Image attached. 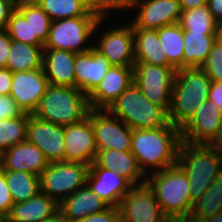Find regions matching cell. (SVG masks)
<instances>
[{
  "label": "cell",
  "mask_w": 222,
  "mask_h": 222,
  "mask_svg": "<svg viewBox=\"0 0 222 222\" xmlns=\"http://www.w3.org/2000/svg\"><path fill=\"white\" fill-rule=\"evenodd\" d=\"M180 144L181 131L171 123L156 129L132 130L131 152L145 176L177 164Z\"/></svg>",
  "instance_id": "obj_1"
},
{
  "label": "cell",
  "mask_w": 222,
  "mask_h": 222,
  "mask_svg": "<svg viewBox=\"0 0 222 222\" xmlns=\"http://www.w3.org/2000/svg\"><path fill=\"white\" fill-rule=\"evenodd\" d=\"M146 183L170 222H185L188 219L193 206L190 184L178 164L146 176Z\"/></svg>",
  "instance_id": "obj_2"
},
{
  "label": "cell",
  "mask_w": 222,
  "mask_h": 222,
  "mask_svg": "<svg viewBox=\"0 0 222 222\" xmlns=\"http://www.w3.org/2000/svg\"><path fill=\"white\" fill-rule=\"evenodd\" d=\"M177 164L188 177L193 204L216 181L222 170V151L214 145L181 142Z\"/></svg>",
  "instance_id": "obj_3"
},
{
  "label": "cell",
  "mask_w": 222,
  "mask_h": 222,
  "mask_svg": "<svg viewBox=\"0 0 222 222\" xmlns=\"http://www.w3.org/2000/svg\"><path fill=\"white\" fill-rule=\"evenodd\" d=\"M212 82L200 67L178 69L168 113L169 122L181 130L202 103L208 100Z\"/></svg>",
  "instance_id": "obj_4"
},
{
  "label": "cell",
  "mask_w": 222,
  "mask_h": 222,
  "mask_svg": "<svg viewBox=\"0 0 222 222\" xmlns=\"http://www.w3.org/2000/svg\"><path fill=\"white\" fill-rule=\"evenodd\" d=\"M90 109L88 95L80 89L49 84L33 115L43 121L68 126L88 117Z\"/></svg>",
  "instance_id": "obj_5"
},
{
  "label": "cell",
  "mask_w": 222,
  "mask_h": 222,
  "mask_svg": "<svg viewBox=\"0 0 222 222\" xmlns=\"http://www.w3.org/2000/svg\"><path fill=\"white\" fill-rule=\"evenodd\" d=\"M133 129H156L170 124L168 113L152 103L133 83L107 109Z\"/></svg>",
  "instance_id": "obj_6"
},
{
  "label": "cell",
  "mask_w": 222,
  "mask_h": 222,
  "mask_svg": "<svg viewBox=\"0 0 222 222\" xmlns=\"http://www.w3.org/2000/svg\"><path fill=\"white\" fill-rule=\"evenodd\" d=\"M102 16H80L52 21L44 48L62 49L73 53H84L93 46H86L89 38L104 24ZM85 43V44H84Z\"/></svg>",
  "instance_id": "obj_7"
},
{
  "label": "cell",
  "mask_w": 222,
  "mask_h": 222,
  "mask_svg": "<svg viewBox=\"0 0 222 222\" xmlns=\"http://www.w3.org/2000/svg\"><path fill=\"white\" fill-rule=\"evenodd\" d=\"M89 166L74 162L49 163L40 175V192L58 204L86 185Z\"/></svg>",
  "instance_id": "obj_8"
},
{
  "label": "cell",
  "mask_w": 222,
  "mask_h": 222,
  "mask_svg": "<svg viewBox=\"0 0 222 222\" xmlns=\"http://www.w3.org/2000/svg\"><path fill=\"white\" fill-rule=\"evenodd\" d=\"M133 70L134 83L141 92L152 103L162 107L169 113L177 70L172 66H158L146 63H135Z\"/></svg>",
  "instance_id": "obj_9"
},
{
  "label": "cell",
  "mask_w": 222,
  "mask_h": 222,
  "mask_svg": "<svg viewBox=\"0 0 222 222\" xmlns=\"http://www.w3.org/2000/svg\"><path fill=\"white\" fill-rule=\"evenodd\" d=\"M97 151L114 149L131 151L132 129L107 109H90Z\"/></svg>",
  "instance_id": "obj_10"
},
{
  "label": "cell",
  "mask_w": 222,
  "mask_h": 222,
  "mask_svg": "<svg viewBox=\"0 0 222 222\" xmlns=\"http://www.w3.org/2000/svg\"><path fill=\"white\" fill-rule=\"evenodd\" d=\"M119 210L122 222H170L147 183L132 186L122 198Z\"/></svg>",
  "instance_id": "obj_11"
},
{
  "label": "cell",
  "mask_w": 222,
  "mask_h": 222,
  "mask_svg": "<svg viewBox=\"0 0 222 222\" xmlns=\"http://www.w3.org/2000/svg\"><path fill=\"white\" fill-rule=\"evenodd\" d=\"M221 125L222 111L215 103L206 100L180 130L181 142L212 145L219 137Z\"/></svg>",
  "instance_id": "obj_12"
},
{
  "label": "cell",
  "mask_w": 222,
  "mask_h": 222,
  "mask_svg": "<svg viewBox=\"0 0 222 222\" xmlns=\"http://www.w3.org/2000/svg\"><path fill=\"white\" fill-rule=\"evenodd\" d=\"M134 8L138 11L130 23L132 28L141 29H159L178 23L182 13L179 0H134L129 9Z\"/></svg>",
  "instance_id": "obj_13"
},
{
  "label": "cell",
  "mask_w": 222,
  "mask_h": 222,
  "mask_svg": "<svg viewBox=\"0 0 222 222\" xmlns=\"http://www.w3.org/2000/svg\"><path fill=\"white\" fill-rule=\"evenodd\" d=\"M65 126L29 116L27 141L37 146L49 163L63 162L65 151Z\"/></svg>",
  "instance_id": "obj_14"
},
{
  "label": "cell",
  "mask_w": 222,
  "mask_h": 222,
  "mask_svg": "<svg viewBox=\"0 0 222 222\" xmlns=\"http://www.w3.org/2000/svg\"><path fill=\"white\" fill-rule=\"evenodd\" d=\"M93 45L113 66H134V32L132 24L105 30Z\"/></svg>",
  "instance_id": "obj_15"
},
{
  "label": "cell",
  "mask_w": 222,
  "mask_h": 222,
  "mask_svg": "<svg viewBox=\"0 0 222 222\" xmlns=\"http://www.w3.org/2000/svg\"><path fill=\"white\" fill-rule=\"evenodd\" d=\"M64 161L90 166L96 157L97 146L94 129L89 117L65 126Z\"/></svg>",
  "instance_id": "obj_16"
},
{
  "label": "cell",
  "mask_w": 222,
  "mask_h": 222,
  "mask_svg": "<svg viewBox=\"0 0 222 222\" xmlns=\"http://www.w3.org/2000/svg\"><path fill=\"white\" fill-rule=\"evenodd\" d=\"M48 86L49 82L43 68L14 72L10 96L23 113L33 115Z\"/></svg>",
  "instance_id": "obj_17"
},
{
  "label": "cell",
  "mask_w": 222,
  "mask_h": 222,
  "mask_svg": "<svg viewBox=\"0 0 222 222\" xmlns=\"http://www.w3.org/2000/svg\"><path fill=\"white\" fill-rule=\"evenodd\" d=\"M134 83L133 66H112L88 95L91 109H108Z\"/></svg>",
  "instance_id": "obj_18"
},
{
  "label": "cell",
  "mask_w": 222,
  "mask_h": 222,
  "mask_svg": "<svg viewBox=\"0 0 222 222\" xmlns=\"http://www.w3.org/2000/svg\"><path fill=\"white\" fill-rule=\"evenodd\" d=\"M86 185L110 207H119L133 186L116 171L98 167L94 162L89 166Z\"/></svg>",
  "instance_id": "obj_19"
},
{
  "label": "cell",
  "mask_w": 222,
  "mask_h": 222,
  "mask_svg": "<svg viewBox=\"0 0 222 222\" xmlns=\"http://www.w3.org/2000/svg\"><path fill=\"white\" fill-rule=\"evenodd\" d=\"M113 65L94 46L84 53H76L75 88L89 95Z\"/></svg>",
  "instance_id": "obj_20"
},
{
  "label": "cell",
  "mask_w": 222,
  "mask_h": 222,
  "mask_svg": "<svg viewBox=\"0 0 222 222\" xmlns=\"http://www.w3.org/2000/svg\"><path fill=\"white\" fill-rule=\"evenodd\" d=\"M48 164L43 152L27 140L0 154L1 171H25L40 176Z\"/></svg>",
  "instance_id": "obj_21"
},
{
  "label": "cell",
  "mask_w": 222,
  "mask_h": 222,
  "mask_svg": "<svg viewBox=\"0 0 222 222\" xmlns=\"http://www.w3.org/2000/svg\"><path fill=\"white\" fill-rule=\"evenodd\" d=\"M76 53L43 48L42 68L51 85L75 87Z\"/></svg>",
  "instance_id": "obj_22"
},
{
  "label": "cell",
  "mask_w": 222,
  "mask_h": 222,
  "mask_svg": "<svg viewBox=\"0 0 222 222\" xmlns=\"http://www.w3.org/2000/svg\"><path fill=\"white\" fill-rule=\"evenodd\" d=\"M58 207L68 222H77L91 214L103 212L110 206L85 185L63 199Z\"/></svg>",
  "instance_id": "obj_23"
},
{
  "label": "cell",
  "mask_w": 222,
  "mask_h": 222,
  "mask_svg": "<svg viewBox=\"0 0 222 222\" xmlns=\"http://www.w3.org/2000/svg\"><path fill=\"white\" fill-rule=\"evenodd\" d=\"M94 163L98 167L116 171L133 186L146 183V176L139 168L131 151L99 150L96 153Z\"/></svg>",
  "instance_id": "obj_24"
},
{
  "label": "cell",
  "mask_w": 222,
  "mask_h": 222,
  "mask_svg": "<svg viewBox=\"0 0 222 222\" xmlns=\"http://www.w3.org/2000/svg\"><path fill=\"white\" fill-rule=\"evenodd\" d=\"M58 208L54 199L39 192L27 201L15 203L8 218L9 222H44L57 212Z\"/></svg>",
  "instance_id": "obj_25"
},
{
  "label": "cell",
  "mask_w": 222,
  "mask_h": 222,
  "mask_svg": "<svg viewBox=\"0 0 222 222\" xmlns=\"http://www.w3.org/2000/svg\"><path fill=\"white\" fill-rule=\"evenodd\" d=\"M135 63L171 66L164 53L157 29L133 28Z\"/></svg>",
  "instance_id": "obj_26"
},
{
  "label": "cell",
  "mask_w": 222,
  "mask_h": 222,
  "mask_svg": "<svg viewBox=\"0 0 222 222\" xmlns=\"http://www.w3.org/2000/svg\"><path fill=\"white\" fill-rule=\"evenodd\" d=\"M15 9L25 18L31 28V45L44 46L52 20L34 0H16Z\"/></svg>",
  "instance_id": "obj_27"
},
{
  "label": "cell",
  "mask_w": 222,
  "mask_h": 222,
  "mask_svg": "<svg viewBox=\"0 0 222 222\" xmlns=\"http://www.w3.org/2000/svg\"><path fill=\"white\" fill-rule=\"evenodd\" d=\"M183 37V68H193L201 67L206 61L213 45L217 42L218 34L183 31Z\"/></svg>",
  "instance_id": "obj_28"
},
{
  "label": "cell",
  "mask_w": 222,
  "mask_h": 222,
  "mask_svg": "<svg viewBox=\"0 0 222 222\" xmlns=\"http://www.w3.org/2000/svg\"><path fill=\"white\" fill-rule=\"evenodd\" d=\"M44 46L30 45L11 39L7 64L12 73L42 68Z\"/></svg>",
  "instance_id": "obj_29"
},
{
  "label": "cell",
  "mask_w": 222,
  "mask_h": 222,
  "mask_svg": "<svg viewBox=\"0 0 222 222\" xmlns=\"http://www.w3.org/2000/svg\"><path fill=\"white\" fill-rule=\"evenodd\" d=\"M220 212H222V170L203 196L193 203L185 222H200Z\"/></svg>",
  "instance_id": "obj_30"
},
{
  "label": "cell",
  "mask_w": 222,
  "mask_h": 222,
  "mask_svg": "<svg viewBox=\"0 0 222 222\" xmlns=\"http://www.w3.org/2000/svg\"><path fill=\"white\" fill-rule=\"evenodd\" d=\"M157 30L168 63L176 70L183 68L184 37L182 27L179 23H174Z\"/></svg>",
  "instance_id": "obj_31"
},
{
  "label": "cell",
  "mask_w": 222,
  "mask_h": 222,
  "mask_svg": "<svg viewBox=\"0 0 222 222\" xmlns=\"http://www.w3.org/2000/svg\"><path fill=\"white\" fill-rule=\"evenodd\" d=\"M52 21L80 16H100L83 0H34Z\"/></svg>",
  "instance_id": "obj_32"
},
{
  "label": "cell",
  "mask_w": 222,
  "mask_h": 222,
  "mask_svg": "<svg viewBox=\"0 0 222 222\" xmlns=\"http://www.w3.org/2000/svg\"><path fill=\"white\" fill-rule=\"evenodd\" d=\"M15 203L27 201L40 192V176L25 171H2Z\"/></svg>",
  "instance_id": "obj_33"
},
{
  "label": "cell",
  "mask_w": 222,
  "mask_h": 222,
  "mask_svg": "<svg viewBox=\"0 0 222 222\" xmlns=\"http://www.w3.org/2000/svg\"><path fill=\"white\" fill-rule=\"evenodd\" d=\"M178 23L183 31H192L203 34L220 33V26L209 11L208 5L182 11Z\"/></svg>",
  "instance_id": "obj_34"
},
{
  "label": "cell",
  "mask_w": 222,
  "mask_h": 222,
  "mask_svg": "<svg viewBox=\"0 0 222 222\" xmlns=\"http://www.w3.org/2000/svg\"><path fill=\"white\" fill-rule=\"evenodd\" d=\"M30 114L0 120V154L14 145L27 140Z\"/></svg>",
  "instance_id": "obj_35"
},
{
  "label": "cell",
  "mask_w": 222,
  "mask_h": 222,
  "mask_svg": "<svg viewBox=\"0 0 222 222\" xmlns=\"http://www.w3.org/2000/svg\"><path fill=\"white\" fill-rule=\"evenodd\" d=\"M6 30L11 39L31 45L30 24L16 9L10 13Z\"/></svg>",
  "instance_id": "obj_36"
},
{
  "label": "cell",
  "mask_w": 222,
  "mask_h": 222,
  "mask_svg": "<svg viewBox=\"0 0 222 222\" xmlns=\"http://www.w3.org/2000/svg\"><path fill=\"white\" fill-rule=\"evenodd\" d=\"M204 73L213 81H222V46L216 42L206 61L200 67Z\"/></svg>",
  "instance_id": "obj_37"
},
{
  "label": "cell",
  "mask_w": 222,
  "mask_h": 222,
  "mask_svg": "<svg viewBox=\"0 0 222 222\" xmlns=\"http://www.w3.org/2000/svg\"><path fill=\"white\" fill-rule=\"evenodd\" d=\"M23 114L17 102L10 95H0V120L20 117Z\"/></svg>",
  "instance_id": "obj_38"
},
{
  "label": "cell",
  "mask_w": 222,
  "mask_h": 222,
  "mask_svg": "<svg viewBox=\"0 0 222 222\" xmlns=\"http://www.w3.org/2000/svg\"><path fill=\"white\" fill-rule=\"evenodd\" d=\"M77 222H122L119 207H109L100 213L91 214Z\"/></svg>",
  "instance_id": "obj_39"
},
{
  "label": "cell",
  "mask_w": 222,
  "mask_h": 222,
  "mask_svg": "<svg viewBox=\"0 0 222 222\" xmlns=\"http://www.w3.org/2000/svg\"><path fill=\"white\" fill-rule=\"evenodd\" d=\"M14 200L7 186L5 174L0 170V211L10 214Z\"/></svg>",
  "instance_id": "obj_40"
},
{
  "label": "cell",
  "mask_w": 222,
  "mask_h": 222,
  "mask_svg": "<svg viewBox=\"0 0 222 222\" xmlns=\"http://www.w3.org/2000/svg\"><path fill=\"white\" fill-rule=\"evenodd\" d=\"M11 49V38L6 29H0V68L6 67Z\"/></svg>",
  "instance_id": "obj_41"
},
{
  "label": "cell",
  "mask_w": 222,
  "mask_h": 222,
  "mask_svg": "<svg viewBox=\"0 0 222 222\" xmlns=\"http://www.w3.org/2000/svg\"><path fill=\"white\" fill-rule=\"evenodd\" d=\"M16 0H0V29H6L10 13L15 9Z\"/></svg>",
  "instance_id": "obj_42"
},
{
  "label": "cell",
  "mask_w": 222,
  "mask_h": 222,
  "mask_svg": "<svg viewBox=\"0 0 222 222\" xmlns=\"http://www.w3.org/2000/svg\"><path fill=\"white\" fill-rule=\"evenodd\" d=\"M13 73L8 68H0V95H10Z\"/></svg>",
  "instance_id": "obj_43"
},
{
  "label": "cell",
  "mask_w": 222,
  "mask_h": 222,
  "mask_svg": "<svg viewBox=\"0 0 222 222\" xmlns=\"http://www.w3.org/2000/svg\"><path fill=\"white\" fill-rule=\"evenodd\" d=\"M208 100L215 103L217 107L222 111V81L212 82Z\"/></svg>",
  "instance_id": "obj_44"
},
{
  "label": "cell",
  "mask_w": 222,
  "mask_h": 222,
  "mask_svg": "<svg viewBox=\"0 0 222 222\" xmlns=\"http://www.w3.org/2000/svg\"><path fill=\"white\" fill-rule=\"evenodd\" d=\"M85 4L102 17H107L108 0H83Z\"/></svg>",
  "instance_id": "obj_45"
},
{
  "label": "cell",
  "mask_w": 222,
  "mask_h": 222,
  "mask_svg": "<svg viewBox=\"0 0 222 222\" xmlns=\"http://www.w3.org/2000/svg\"><path fill=\"white\" fill-rule=\"evenodd\" d=\"M208 8L215 21L222 26V0H208Z\"/></svg>",
  "instance_id": "obj_46"
},
{
  "label": "cell",
  "mask_w": 222,
  "mask_h": 222,
  "mask_svg": "<svg viewBox=\"0 0 222 222\" xmlns=\"http://www.w3.org/2000/svg\"><path fill=\"white\" fill-rule=\"evenodd\" d=\"M134 0H108V11L119 10L130 8Z\"/></svg>",
  "instance_id": "obj_47"
},
{
  "label": "cell",
  "mask_w": 222,
  "mask_h": 222,
  "mask_svg": "<svg viewBox=\"0 0 222 222\" xmlns=\"http://www.w3.org/2000/svg\"><path fill=\"white\" fill-rule=\"evenodd\" d=\"M182 11L202 7L208 4V0H179Z\"/></svg>",
  "instance_id": "obj_48"
},
{
  "label": "cell",
  "mask_w": 222,
  "mask_h": 222,
  "mask_svg": "<svg viewBox=\"0 0 222 222\" xmlns=\"http://www.w3.org/2000/svg\"><path fill=\"white\" fill-rule=\"evenodd\" d=\"M44 222H68L63 214L58 210L51 217L47 218Z\"/></svg>",
  "instance_id": "obj_49"
},
{
  "label": "cell",
  "mask_w": 222,
  "mask_h": 222,
  "mask_svg": "<svg viewBox=\"0 0 222 222\" xmlns=\"http://www.w3.org/2000/svg\"><path fill=\"white\" fill-rule=\"evenodd\" d=\"M200 222H222V212L214 214Z\"/></svg>",
  "instance_id": "obj_50"
},
{
  "label": "cell",
  "mask_w": 222,
  "mask_h": 222,
  "mask_svg": "<svg viewBox=\"0 0 222 222\" xmlns=\"http://www.w3.org/2000/svg\"><path fill=\"white\" fill-rule=\"evenodd\" d=\"M222 151V125L218 139L212 144Z\"/></svg>",
  "instance_id": "obj_51"
},
{
  "label": "cell",
  "mask_w": 222,
  "mask_h": 222,
  "mask_svg": "<svg viewBox=\"0 0 222 222\" xmlns=\"http://www.w3.org/2000/svg\"><path fill=\"white\" fill-rule=\"evenodd\" d=\"M0 222H9L8 214L0 211Z\"/></svg>",
  "instance_id": "obj_52"
},
{
  "label": "cell",
  "mask_w": 222,
  "mask_h": 222,
  "mask_svg": "<svg viewBox=\"0 0 222 222\" xmlns=\"http://www.w3.org/2000/svg\"><path fill=\"white\" fill-rule=\"evenodd\" d=\"M217 42L222 46V33L221 32L218 34Z\"/></svg>",
  "instance_id": "obj_53"
}]
</instances>
